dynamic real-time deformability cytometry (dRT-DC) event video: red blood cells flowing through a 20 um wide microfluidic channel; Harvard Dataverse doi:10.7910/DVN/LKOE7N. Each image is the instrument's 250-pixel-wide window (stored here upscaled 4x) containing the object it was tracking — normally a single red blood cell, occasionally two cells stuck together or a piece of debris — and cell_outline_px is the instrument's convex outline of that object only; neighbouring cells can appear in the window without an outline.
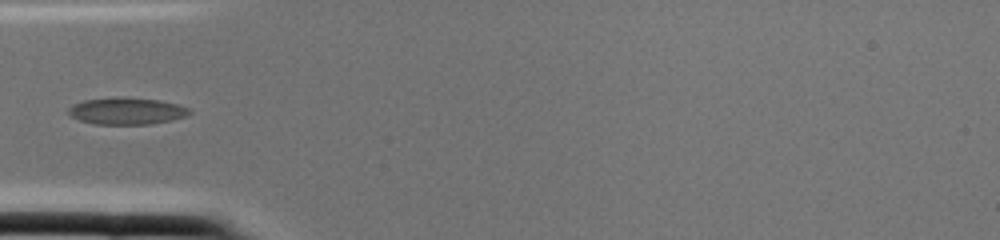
{"species": "common noctule bat (a hibernating species)", "species_latin": "Nyctalus noctula", "temperature_condition": "cold", "stored_images_in_passage": 2, "camera_frame_rate_fps": 3000, "um_per_image_px": 0.085, "animal": {"sex": "female", "body_mass_g": 22.0, "forearm_length_mm": 56.7}, "frame": {"image": 1, "passage_image": 2, "time_ms": 0.333, "image_size_px": [1000, 240], "cell_outline_px": [[192, 112], [184, 116], [172, 120], [148, 124], [92, 124], [68, 116], [68, 108], [72, 104], [84, 100], [160, 100], [176, 104], [188, 108]], "centroid_in_image_um": [10.73, 9.49], "position_along_channel_um": 74.3, "area_um2": 17.98}}